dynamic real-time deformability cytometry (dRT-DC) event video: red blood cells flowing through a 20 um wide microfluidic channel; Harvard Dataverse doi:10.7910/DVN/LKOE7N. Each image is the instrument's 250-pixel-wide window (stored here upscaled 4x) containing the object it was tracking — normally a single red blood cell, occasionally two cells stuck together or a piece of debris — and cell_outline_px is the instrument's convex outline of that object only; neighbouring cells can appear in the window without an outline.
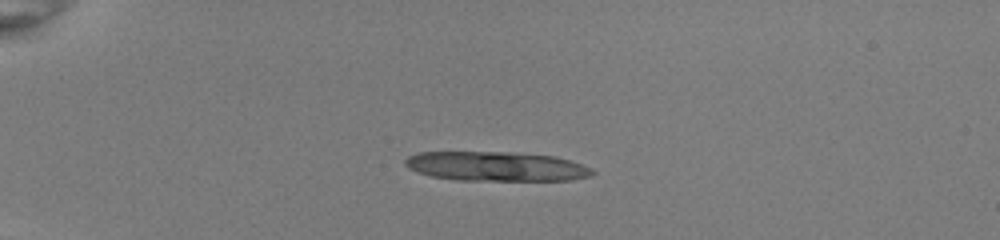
{"species": "common noctule bat (a hibernating species)", "species_latin": "Nyctalus noctula", "temperature_condition": "room temperature", "stored_images_in_passage": 40, "segment_of_instrument_passage": [1, 2], "camera_frame_rate_fps": 3000, "um_per_image_px": 0.085, "animal": {"sex": "female", "body_mass_g": 22.0, "forearm_length_mm": 56.7}, "frame": {"image": 1, "passage_image": 2, "time_ms": 0.333, "image_size_px": [1000, 240], "cell_outline_px": [[596, 172], [588, 176], [572, 180], [460, 180], [432, 176], [408, 168], [404, 164], [404, 160], [408, 156], [420, 152], [504, 152], [552, 156], [568, 160], [580, 164]], "centroid_in_image_um": [42.12, 14.14], "position_along_channel_um": 42.9, "area_um2": 31.62}}